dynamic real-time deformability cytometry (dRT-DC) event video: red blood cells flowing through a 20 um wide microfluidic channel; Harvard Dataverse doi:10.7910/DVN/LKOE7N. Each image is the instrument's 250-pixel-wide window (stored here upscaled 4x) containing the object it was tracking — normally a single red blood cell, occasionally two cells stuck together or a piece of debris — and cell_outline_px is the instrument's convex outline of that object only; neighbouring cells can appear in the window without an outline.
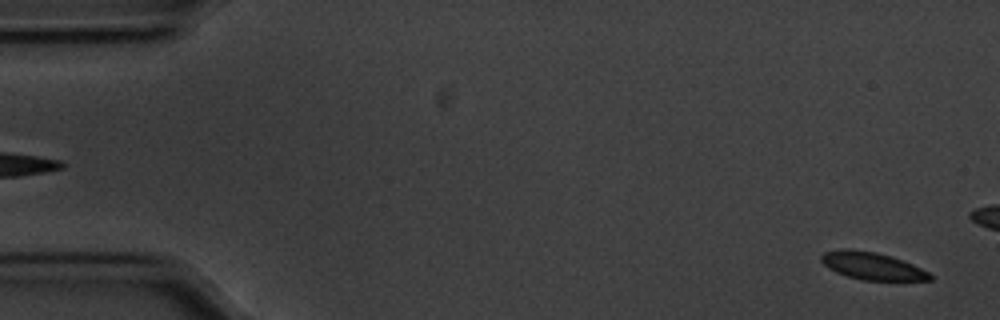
{"species": "common noctule bat (a hibernating species)", "species_latin": "Nyctalus noctula", "temperature_condition": "cold", "stored_images_in_passage": 14, "camera_frame_rate_fps": 3000, "um_per_image_px": 0.085, "animal": {"sex": "male", "body_mass_g": 20.1, "forearm_length_mm": 53.5}, "frame": {"image": 1, "passage_image": 1, "time_ms": 0.0, "image_size_px": [1000, 320], "cell_outline_px": [[932, 280], [864, 280], [848, 276], [836, 272], [828, 268], [820, 260], [820, 256], [824, 252], [844, 248], [848, 248], [876, 252], [892, 256], [912, 264], [928, 272], [932, 276]], "centroid_in_image_um": [74.1, 22.59], "position_along_channel_um": 10.9, "area_um2": 17.28}}
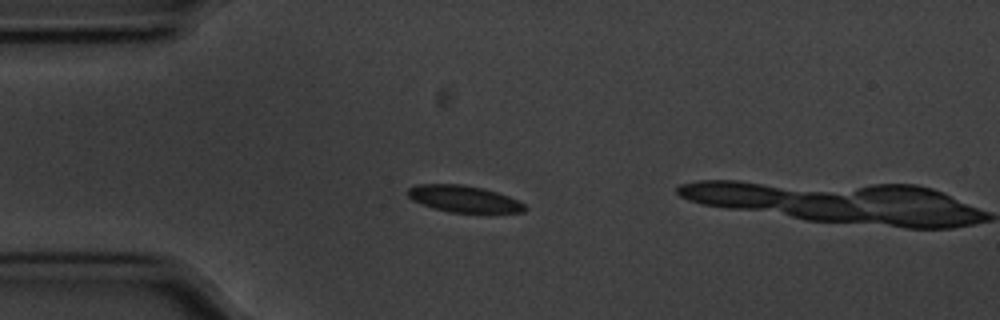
{"frame": {"image": 2, "passage_image": 13, "time_ms": 4.0, "image_size_px": [1000, 320], "cell_outline_px": [[528, 208], [524, 212], [448, 212], [432, 208], [420, 204], [412, 200], [408, 196], [408, 188], [416, 184], [460, 184], [484, 188], [508, 196], [524, 204]], "centroid_in_image_um": [39.38, 16.9], "position_along_channel_um": 45.6, "area_um2": 18.15}}